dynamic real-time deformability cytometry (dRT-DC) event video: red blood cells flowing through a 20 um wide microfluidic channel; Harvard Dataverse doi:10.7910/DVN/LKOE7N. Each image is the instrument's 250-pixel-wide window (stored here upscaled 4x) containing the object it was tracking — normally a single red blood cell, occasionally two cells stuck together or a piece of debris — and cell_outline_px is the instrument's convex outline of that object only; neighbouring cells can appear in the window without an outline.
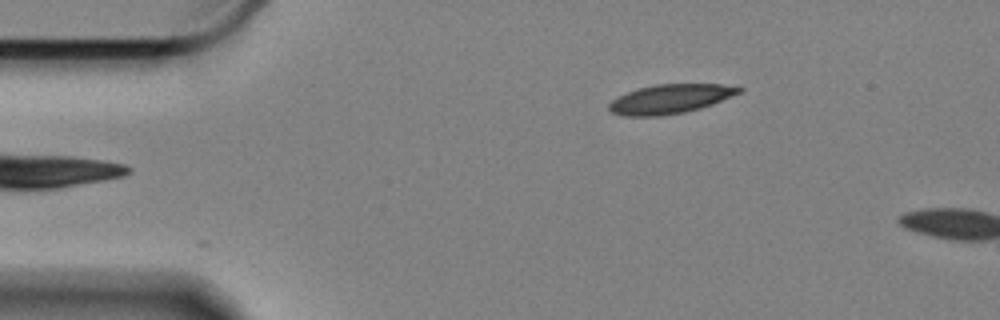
{"species": "Egyptian fruit bat (a non-hibernating species)", "species_latin": "Rousettus aegyptiacus", "temperature_condition": "cold", "stored_images_in_passage": 3, "camera_frame_rate_fps": 3000, "um_per_image_px": 0.085, "animal": {"sex": "female"}, "frame": {"image": 1, "passage_image": 1, "time_ms": 0.0, "image_size_px": [1000, 320], "cell_outline_px": [[744, 88], [740, 92], [712, 104], [700, 108], [684, 112], [660, 116], [620, 116], [612, 112], [608, 108], [608, 104], [612, 100], [636, 88], [656, 84], [724, 84]], "centroid_in_image_um": [56.93, 8.41], "position_along_channel_um": 28.1, "area_um2": 22.02}}